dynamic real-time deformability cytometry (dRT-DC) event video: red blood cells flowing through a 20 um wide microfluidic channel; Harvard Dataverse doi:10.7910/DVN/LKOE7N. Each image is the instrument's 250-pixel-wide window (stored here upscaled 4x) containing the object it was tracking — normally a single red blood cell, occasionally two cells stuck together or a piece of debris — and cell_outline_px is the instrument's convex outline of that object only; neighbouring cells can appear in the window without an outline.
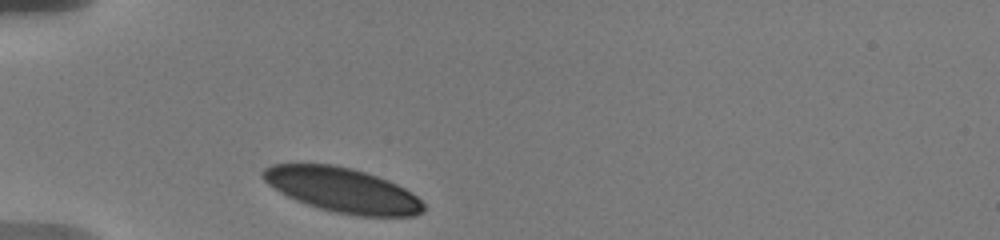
{"species": "human", "species_latin": "Homo sapiens", "temperature_condition": "warm", "stored_images_in_passage": 22, "camera_frame_rate_fps": 3000, "um_per_image_px": 0.085, "donor": {"sex": "male"}, "frame": {"image": 1, "passage_image": 1, "time_ms": 0.0, "image_size_px": [1000, 240], "cell_outline_px": [[424, 212], [416, 216], [356, 216], [336, 212], [320, 208], [296, 200], [280, 192], [268, 184], [260, 176], [260, 172], [264, 168], [272, 164], [332, 164], [352, 168], [388, 180], [412, 192], [424, 204]], "centroid_in_image_um": [29.11, 16.15], "position_along_channel_um": 55.9, "area_um2": 41.67}}
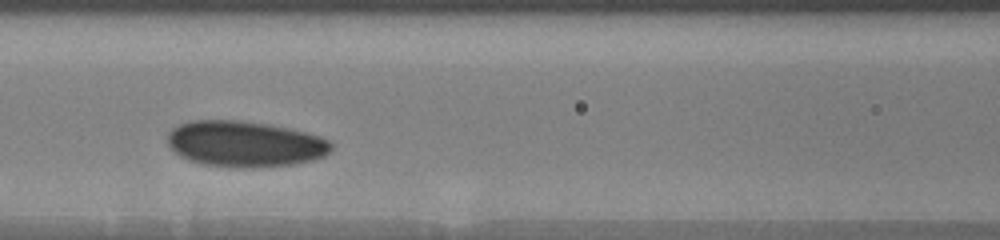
{"frame": {"image": 2, "passage_image": 7, "time_ms": 3.0, "image_size_px": [1000, 240], "cell_outline_px": [[332, 148], [324, 156], [312, 160], [296, 164], [256, 168], [236, 168], [204, 164], [180, 156], [168, 144], [168, 132], [172, 128], [188, 120], [236, 120], [268, 124], [304, 132], [320, 136], [328, 140], [332, 144]], "centroid_in_image_um": [20.81, 12.24], "position_along_channel_um": 145.8, "area_um2": 43.81}}
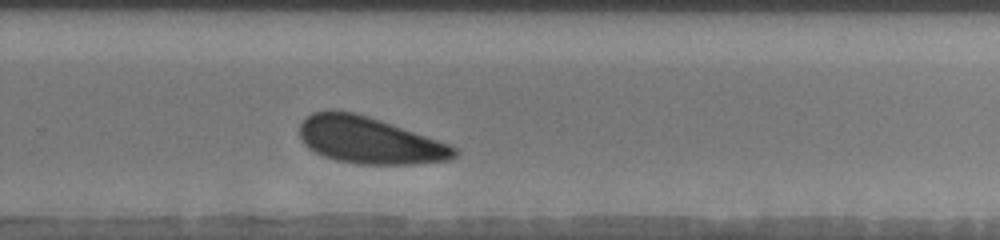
{"frame": {"image": 3, "passage_image": 16, "time_ms": 7.333, "image_size_px": [1000, 240], "cell_outline_px": [[460, 152], [456, 156], [448, 160], [412, 164], [356, 164], [336, 160], [324, 156], [308, 148], [304, 144], [300, 136], [300, 124], [312, 112], [328, 108], [332, 108], [352, 112], [368, 116], [392, 124], [448, 144], [456, 148]], "centroid_in_image_um": [31.35, 11.91], "position_along_channel_um": 298.4, "area_um2": 42.08}, "authors_computed_cell_mechanics": {"area_um2": 43.3789, "velocity_mm_per_s": 3.5363, "shape_relaxation_time_tau1_ms": 1.4747, "shape_relaxation_time_tau2_ms": null, "deformation_change_tau1": 0.0534, "deformation_change_tau2": null}}